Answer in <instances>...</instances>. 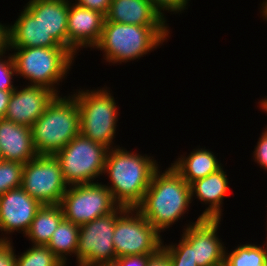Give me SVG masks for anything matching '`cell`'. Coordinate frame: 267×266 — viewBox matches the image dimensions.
I'll return each instance as SVG.
<instances>
[{
  "instance_id": "6da1fadb",
  "label": "cell",
  "mask_w": 267,
  "mask_h": 266,
  "mask_svg": "<svg viewBox=\"0 0 267 266\" xmlns=\"http://www.w3.org/2000/svg\"><path fill=\"white\" fill-rule=\"evenodd\" d=\"M158 168V161L146 153L127 151L120 146L108 149L103 177L106 174L109 182L104 185L119 206L136 208L143 201Z\"/></svg>"
},
{
  "instance_id": "7a4b0ae2",
  "label": "cell",
  "mask_w": 267,
  "mask_h": 266,
  "mask_svg": "<svg viewBox=\"0 0 267 266\" xmlns=\"http://www.w3.org/2000/svg\"><path fill=\"white\" fill-rule=\"evenodd\" d=\"M191 203L190 185L170 165L163 172L159 168L154 172L136 209L161 234L188 214Z\"/></svg>"
},
{
  "instance_id": "3957f363",
  "label": "cell",
  "mask_w": 267,
  "mask_h": 266,
  "mask_svg": "<svg viewBox=\"0 0 267 266\" xmlns=\"http://www.w3.org/2000/svg\"><path fill=\"white\" fill-rule=\"evenodd\" d=\"M169 26H139L104 20L99 43L93 48L103 51V59L112 65L139 60L168 42ZM168 38V39H167Z\"/></svg>"
},
{
  "instance_id": "277c9868",
  "label": "cell",
  "mask_w": 267,
  "mask_h": 266,
  "mask_svg": "<svg viewBox=\"0 0 267 266\" xmlns=\"http://www.w3.org/2000/svg\"><path fill=\"white\" fill-rule=\"evenodd\" d=\"M38 155H54L80 134V110L72 94L56 95L31 126Z\"/></svg>"
},
{
  "instance_id": "5b68a950",
  "label": "cell",
  "mask_w": 267,
  "mask_h": 266,
  "mask_svg": "<svg viewBox=\"0 0 267 266\" xmlns=\"http://www.w3.org/2000/svg\"><path fill=\"white\" fill-rule=\"evenodd\" d=\"M10 51L16 77L24 78L25 82L28 80L27 85L42 86L60 95L58 85L68 77L75 62V57L66 48H10Z\"/></svg>"
},
{
  "instance_id": "8992f818",
  "label": "cell",
  "mask_w": 267,
  "mask_h": 266,
  "mask_svg": "<svg viewBox=\"0 0 267 266\" xmlns=\"http://www.w3.org/2000/svg\"><path fill=\"white\" fill-rule=\"evenodd\" d=\"M80 110V134L108 149L116 148L119 105L109 87L76 89L72 94Z\"/></svg>"
},
{
  "instance_id": "52a82bcc",
  "label": "cell",
  "mask_w": 267,
  "mask_h": 266,
  "mask_svg": "<svg viewBox=\"0 0 267 266\" xmlns=\"http://www.w3.org/2000/svg\"><path fill=\"white\" fill-rule=\"evenodd\" d=\"M108 148L79 134L54 156L68 186L96 182L104 172Z\"/></svg>"
},
{
  "instance_id": "ba28073f",
  "label": "cell",
  "mask_w": 267,
  "mask_h": 266,
  "mask_svg": "<svg viewBox=\"0 0 267 266\" xmlns=\"http://www.w3.org/2000/svg\"><path fill=\"white\" fill-rule=\"evenodd\" d=\"M118 206L112 213L79 226L77 266H111L116 259L113 234L116 219L126 210Z\"/></svg>"
},
{
  "instance_id": "9c48e42d",
  "label": "cell",
  "mask_w": 267,
  "mask_h": 266,
  "mask_svg": "<svg viewBox=\"0 0 267 266\" xmlns=\"http://www.w3.org/2000/svg\"><path fill=\"white\" fill-rule=\"evenodd\" d=\"M161 236L136 208H127L115 222L112 240L116 258L153 255L162 247Z\"/></svg>"
},
{
  "instance_id": "30bf717a",
  "label": "cell",
  "mask_w": 267,
  "mask_h": 266,
  "mask_svg": "<svg viewBox=\"0 0 267 266\" xmlns=\"http://www.w3.org/2000/svg\"><path fill=\"white\" fill-rule=\"evenodd\" d=\"M98 181L67 187L60 202L66 220L80 226L112 213L119 206L108 187Z\"/></svg>"
},
{
  "instance_id": "8fae6325",
  "label": "cell",
  "mask_w": 267,
  "mask_h": 266,
  "mask_svg": "<svg viewBox=\"0 0 267 266\" xmlns=\"http://www.w3.org/2000/svg\"><path fill=\"white\" fill-rule=\"evenodd\" d=\"M68 185L54 155H37L23 166L21 188L44 204H60Z\"/></svg>"
},
{
  "instance_id": "7c38bea8",
  "label": "cell",
  "mask_w": 267,
  "mask_h": 266,
  "mask_svg": "<svg viewBox=\"0 0 267 266\" xmlns=\"http://www.w3.org/2000/svg\"><path fill=\"white\" fill-rule=\"evenodd\" d=\"M221 221L198 216L195 222L183 226L181 235L192 245V257L198 266H224L226 247L217 232Z\"/></svg>"
},
{
  "instance_id": "4fadbf2b",
  "label": "cell",
  "mask_w": 267,
  "mask_h": 266,
  "mask_svg": "<svg viewBox=\"0 0 267 266\" xmlns=\"http://www.w3.org/2000/svg\"><path fill=\"white\" fill-rule=\"evenodd\" d=\"M42 204L21 187L0 196V241H12L13 233L28 232Z\"/></svg>"
},
{
  "instance_id": "5bb4252c",
  "label": "cell",
  "mask_w": 267,
  "mask_h": 266,
  "mask_svg": "<svg viewBox=\"0 0 267 266\" xmlns=\"http://www.w3.org/2000/svg\"><path fill=\"white\" fill-rule=\"evenodd\" d=\"M72 2L67 21L68 51L76 58L83 48L92 50L99 43L105 16Z\"/></svg>"
},
{
  "instance_id": "9a60e30c",
  "label": "cell",
  "mask_w": 267,
  "mask_h": 266,
  "mask_svg": "<svg viewBox=\"0 0 267 266\" xmlns=\"http://www.w3.org/2000/svg\"><path fill=\"white\" fill-rule=\"evenodd\" d=\"M20 87V88H19ZM56 94L48 88L25 84L12 91L4 119L31 128Z\"/></svg>"
},
{
  "instance_id": "2e32d148",
  "label": "cell",
  "mask_w": 267,
  "mask_h": 266,
  "mask_svg": "<svg viewBox=\"0 0 267 266\" xmlns=\"http://www.w3.org/2000/svg\"><path fill=\"white\" fill-rule=\"evenodd\" d=\"M229 179L224 166L210 175L198 179L190 184L192 202L198 199L204 204L205 210L199 215L201 218L222 219L223 201L230 191ZM208 205V207H207Z\"/></svg>"
},
{
  "instance_id": "e0dca14e",
  "label": "cell",
  "mask_w": 267,
  "mask_h": 266,
  "mask_svg": "<svg viewBox=\"0 0 267 266\" xmlns=\"http://www.w3.org/2000/svg\"><path fill=\"white\" fill-rule=\"evenodd\" d=\"M70 1L29 0L24 6L40 22L45 32L67 50V21Z\"/></svg>"
},
{
  "instance_id": "ac0fdd59",
  "label": "cell",
  "mask_w": 267,
  "mask_h": 266,
  "mask_svg": "<svg viewBox=\"0 0 267 266\" xmlns=\"http://www.w3.org/2000/svg\"><path fill=\"white\" fill-rule=\"evenodd\" d=\"M0 146L5 161L25 164L38 155L31 128L4 118L0 119Z\"/></svg>"
},
{
  "instance_id": "d6986e66",
  "label": "cell",
  "mask_w": 267,
  "mask_h": 266,
  "mask_svg": "<svg viewBox=\"0 0 267 266\" xmlns=\"http://www.w3.org/2000/svg\"><path fill=\"white\" fill-rule=\"evenodd\" d=\"M105 19L139 26H169L150 0H112Z\"/></svg>"
},
{
  "instance_id": "ffe728a7",
  "label": "cell",
  "mask_w": 267,
  "mask_h": 266,
  "mask_svg": "<svg viewBox=\"0 0 267 266\" xmlns=\"http://www.w3.org/2000/svg\"><path fill=\"white\" fill-rule=\"evenodd\" d=\"M14 24H9L10 48L62 47L23 6Z\"/></svg>"
},
{
  "instance_id": "44dd1931",
  "label": "cell",
  "mask_w": 267,
  "mask_h": 266,
  "mask_svg": "<svg viewBox=\"0 0 267 266\" xmlns=\"http://www.w3.org/2000/svg\"><path fill=\"white\" fill-rule=\"evenodd\" d=\"M186 154V156H185ZM183 153L171 166L182 176L190 185L192 182L202 179L211 173L216 172L222 167L221 160H218L216 154L205 147L194 148L189 155Z\"/></svg>"
},
{
  "instance_id": "7402d4cb",
  "label": "cell",
  "mask_w": 267,
  "mask_h": 266,
  "mask_svg": "<svg viewBox=\"0 0 267 266\" xmlns=\"http://www.w3.org/2000/svg\"><path fill=\"white\" fill-rule=\"evenodd\" d=\"M63 219L60 204H44L38 209L24 237L28 238L32 245H47Z\"/></svg>"
},
{
  "instance_id": "603a6c76",
  "label": "cell",
  "mask_w": 267,
  "mask_h": 266,
  "mask_svg": "<svg viewBox=\"0 0 267 266\" xmlns=\"http://www.w3.org/2000/svg\"><path fill=\"white\" fill-rule=\"evenodd\" d=\"M79 225L73 224L65 218L54 231L46 245L66 266L68 256L76 257L78 248Z\"/></svg>"
},
{
  "instance_id": "cb8c5ba5",
  "label": "cell",
  "mask_w": 267,
  "mask_h": 266,
  "mask_svg": "<svg viewBox=\"0 0 267 266\" xmlns=\"http://www.w3.org/2000/svg\"><path fill=\"white\" fill-rule=\"evenodd\" d=\"M225 250L224 266H264L267 260V243L238 244L232 251ZM229 252V253H228Z\"/></svg>"
},
{
  "instance_id": "d4e9b609",
  "label": "cell",
  "mask_w": 267,
  "mask_h": 266,
  "mask_svg": "<svg viewBox=\"0 0 267 266\" xmlns=\"http://www.w3.org/2000/svg\"><path fill=\"white\" fill-rule=\"evenodd\" d=\"M16 266H65L46 246L32 245L20 255L16 254Z\"/></svg>"
},
{
  "instance_id": "484cf974",
  "label": "cell",
  "mask_w": 267,
  "mask_h": 266,
  "mask_svg": "<svg viewBox=\"0 0 267 266\" xmlns=\"http://www.w3.org/2000/svg\"><path fill=\"white\" fill-rule=\"evenodd\" d=\"M23 166L22 163L0 161V196L21 187Z\"/></svg>"
},
{
  "instance_id": "4316f807",
  "label": "cell",
  "mask_w": 267,
  "mask_h": 266,
  "mask_svg": "<svg viewBox=\"0 0 267 266\" xmlns=\"http://www.w3.org/2000/svg\"><path fill=\"white\" fill-rule=\"evenodd\" d=\"M162 248L168 253L172 266H198L192 257V245L181 235L178 243H168Z\"/></svg>"
},
{
  "instance_id": "83f0119b",
  "label": "cell",
  "mask_w": 267,
  "mask_h": 266,
  "mask_svg": "<svg viewBox=\"0 0 267 266\" xmlns=\"http://www.w3.org/2000/svg\"><path fill=\"white\" fill-rule=\"evenodd\" d=\"M0 55V90L14 91L17 86H14V77L17 76L15 63L12 53ZM8 54V55H6Z\"/></svg>"
},
{
  "instance_id": "f1b7e54d",
  "label": "cell",
  "mask_w": 267,
  "mask_h": 266,
  "mask_svg": "<svg viewBox=\"0 0 267 266\" xmlns=\"http://www.w3.org/2000/svg\"><path fill=\"white\" fill-rule=\"evenodd\" d=\"M154 6V9L166 19L165 13L172 12L173 14H180L184 12V10L188 9L190 0H150Z\"/></svg>"
},
{
  "instance_id": "f546056e",
  "label": "cell",
  "mask_w": 267,
  "mask_h": 266,
  "mask_svg": "<svg viewBox=\"0 0 267 266\" xmlns=\"http://www.w3.org/2000/svg\"><path fill=\"white\" fill-rule=\"evenodd\" d=\"M258 138L257 145L253 151V160L260 168L267 172V125Z\"/></svg>"
},
{
  "instance_id": "4dcf8cb0",
  "label": "cell",
  "mask_w": 267,
  "mask_h": 266,
  "mask_svg": "<svg viewBox=\"0 0 267 266\" xmlns=\"http://www.w3.org/2000/svg\"><path fill=\"white\" fill-rule=\"evenodd\" d=\"M0 266H16L13 241H0Z\"/></svg>"
},
{
  "instance_id": "1f68e13d",
  "label": "cell",
  "mask_w": 267,
  "mask_h": 266,
  "mask_svg": "<svg viewBox=\"0 0 267 266\" xmlns=\"http://www.w3.org/2000/svg\"><path fill=\"white\" fill-rule=\"evenodd\" d=\"M112 0H75V4L98 11L106 16Z\"/></svg>"
},
{
  "instance_id": "d6a6232c",
  "label": "cell",
  "mask_w": 267,
  "mask_h": 266,
  "mask_svg": "<svg viewBox=\"0 0 267 266\" xmlns=\"http://www.w3.org/2000/svg\"><path fill=\"white\" fill-rule=\"evenodd\" d=\"M148 255H133L116 258L111 266H146Z\"/></svg>"
},
{
  "instance_id": "836d02e7",
  "label": "cell",
  "mask_w": 267,
  "mask_h": 266,
  "mask_svg": "<svg viewBox=\"0 0 267 266\" xmlns=\"http://www.w3.org/2000/svg\"><path fill=\"white\" fill-rule=\"evenodd\" d=\"M146 266H172L168 253L161 247L155 254L148 255Z\"/></svg>"
},
{
  "instance_id": "e575fe53",
  "label": "cell",
  "mask_w": 267,
  "mask_h": 266,
  "mask_svg": "<svg viewBox=\"0 0 267 266\" xmlns=\"http://www.w3.org/2000/svg\"><path fill=\"white\" fill-rule=\"evenodd\" d=\"M10 51L9 24L0 23V55Z\"/></svg>"
},
{
  "instance_id": "d590c367",
  "label": "cell",
  "mask_w": 267,
  "mask_h": 266,
  "mask_svg": "<svg viewBox=\"0 0 267 266\" xmlns=\"http://www.w3.org/2000/svg\"><path fill=\"white\" fill-rule=\"evenodd\" d=\"M12 91L0 90V119L4 118L9 104Z\"/></svg>"
},
{
  "instance_id": "8d00e7d4",
  "label": "cell",
  "mask_w": 267,
  "mask_h": 266,
  "mask_svg": "<svg viewBox=\"0 0 267 266\" xmlns=\"http://www.w3.org/2000/svg\"><path fill=\"white\" fill-rule=\"evenodd\" d=\"M260 16L263 17L264 21H267V0H263L260 4Z\"/></svg>"
},
{
  "instance_id": "74e56055",
  "label": "cell",
  "mask_w": 267,
  "mask_h": 266,
  "mask_svg": "<svg viewBox=\"0 0 267 266\" xmlns=\"http://www.w3.org/2000/svg\"><path fill=\"white\" fill-rule=\"evenodd\" d=\"M258 105L261 111L267 113V96L263 97V99H260Z\"/></svg>"
},
{
  "instance_id": "f35d334b",
  "label": "cell",
  "mask_w": 267,
  "mask_h": 266,
  "mask_svg": "<svg viewBox=\"0 0 267 266\" xmlns=\"http://www.w3.org/2000/svg\"><path fill=\"white\" fill-rule=\"evenodd\" d=\"M4 160L3 159V154H2V150H1V146H0V161Z\"/></svg>"
},
{
  "instance_id": "ab89813d",
  "label": "cell",
  "mask_w": 267,
  "mask_h": 266,
  "mask_svg": "<svg viewBox=\"0 0 267 266\" xmlns=\"http://www.w3.org/2000/svg\"><path fill=\"white\" fill-rule=\"evenodd\" d=\"M266 222H267V220H266ZM266 225H267V223H266ZM267 227V226H266ZM267 229V228H266ZM265 231H267V230H265ZM267 234V233H266ZM266 243H267V236H266V241H265Z\"/></svg>"
}]
</instances>
